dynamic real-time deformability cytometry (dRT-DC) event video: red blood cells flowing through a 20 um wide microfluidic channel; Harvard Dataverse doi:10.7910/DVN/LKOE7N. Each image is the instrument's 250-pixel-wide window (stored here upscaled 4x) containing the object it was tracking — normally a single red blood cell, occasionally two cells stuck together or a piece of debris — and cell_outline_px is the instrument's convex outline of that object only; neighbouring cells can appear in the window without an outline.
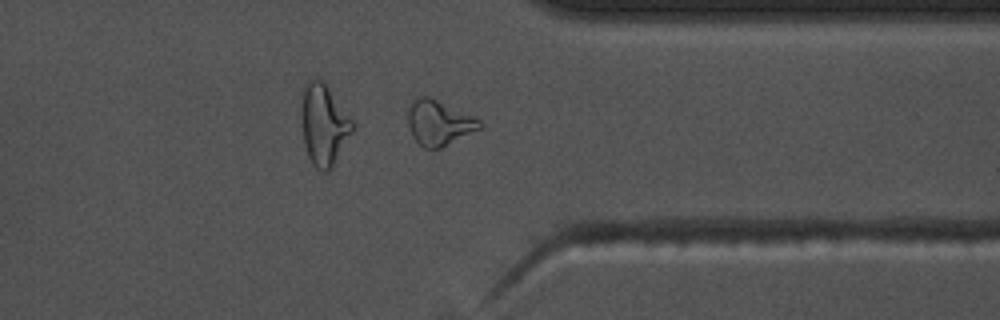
{"species": "common noctule bat (a hibernating species)", "species_latin": "Nyctalus noctula", "temperature_condition": "warm", "stored_images_in_passage": 38, "camera_frame_rate_fps": 3000, "um_per_image_px": 0.085, "animal": {"sex": "male", "body_mass_g": 17.5, "forearm_length_mm": 52.3}, "frame": {"image": 1, "passage_image": 27, "time_ms": 8.667, "image_size_px": [1000, 320], "cell_outline_px": [[484, 128], [440, 148], [424, 148], [412, 136], [408, 128], [408, 108], [412, 100], [416, 96], [428, 96], [472, 116], [480, 120], [484, 124]], "centroid_in_image_um": [37.31, 10.44], "position_along_channel_um": 374.1, "area_um2": 18.9}, "authors_computed_cell_mechanics": {"area_um2": 16.762, "velocity_mm_per_s": 3.6945, "shape_relaxation_time_tau1_ms": 4.6561, "shape_relaxation_time_tau2_ms": 3.1437, "deformation_change_tau1": 0.1804, "deformation_change_tau2": 0.1305}}